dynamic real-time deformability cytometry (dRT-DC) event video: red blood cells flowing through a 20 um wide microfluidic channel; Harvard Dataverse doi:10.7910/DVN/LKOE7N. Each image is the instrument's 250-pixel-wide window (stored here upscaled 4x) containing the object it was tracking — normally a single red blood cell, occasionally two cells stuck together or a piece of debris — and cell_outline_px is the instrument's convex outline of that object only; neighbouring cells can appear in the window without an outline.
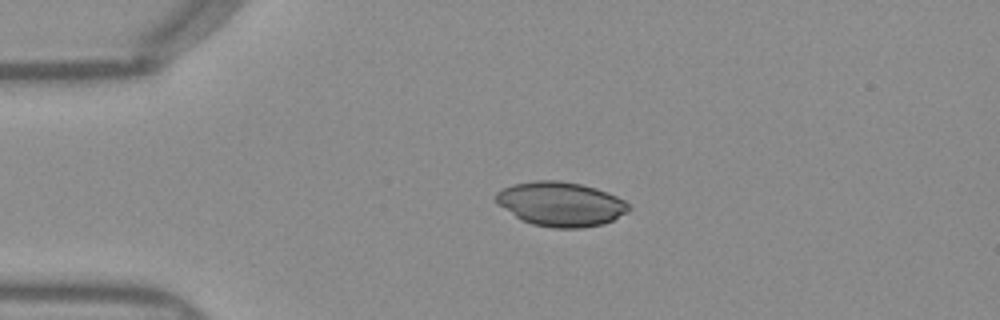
{"species": "Egyptian fruit bat (a non-hibernating species)", "species_latin": "Rousettus aegyptiacus", "temperature_condition": "warm", "stored_images_in_passage": 40, "camera_frame_rate_fps": 3000, "um_per_image_px": 0.085, "frame": {"image": 1, "passage_image": 1, "time_ms": 0.0, "image_size_px": [1000, 320], "cell_outline_px": [[632, 208], [628, 212], [604, 224], [580, 228], [552, 228], [532, 224], [520, 220], [496, 204], [496, 192], [512, 184], [532, 180], [560, 180], [580, 184], [596, 188], [608, 192], [624, 200]], "centroid_in_image_um": [47.64, 17.34], "position_along_channel_um": 37.4, "area_um2": 34.68}}
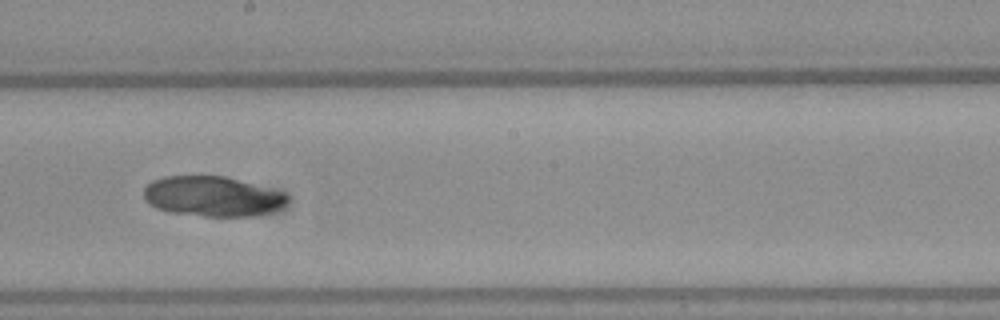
{"frame": {"image": 2, "passage_image": 18, "time_ms": 5.667, "image_size_px": [1000, 320], "cell_outline_px": [[288, 200], [280, 208], [272, 212], [252, 216], [204, 216], [172, 212], [156, 208], [148, 204], [144, 200], [144, 188], [152, 180], [164, 176], [224, 176], [284, 192], [288, 196]], "centroid_in_image_um": [18.04, 16.69], "position_along_channel_um": 230.2, "area_um2": 33.52}}
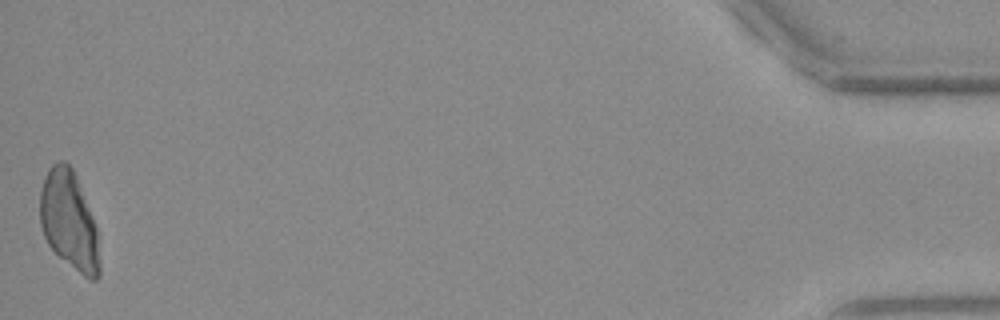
{"frame": {"image": 3, "passage_image": 40, "time_ms": 13.0, "image_size_px": [1000, 320], "cell_outline_px": [[100, 276], [96, 280], [88, 280], [60, 256], [48, 244], [44, 236], [40, 224], [40, 192], [48, 168], [52, 164], [60, 160], [64, 160], [72, 168], [76, 176], [92, 216], [96, 228], [100, 260]], "centroid_in_image_um": [5.88, 18.76], "position_along_channel_um": 429.3, "area_um2": 33.93}}